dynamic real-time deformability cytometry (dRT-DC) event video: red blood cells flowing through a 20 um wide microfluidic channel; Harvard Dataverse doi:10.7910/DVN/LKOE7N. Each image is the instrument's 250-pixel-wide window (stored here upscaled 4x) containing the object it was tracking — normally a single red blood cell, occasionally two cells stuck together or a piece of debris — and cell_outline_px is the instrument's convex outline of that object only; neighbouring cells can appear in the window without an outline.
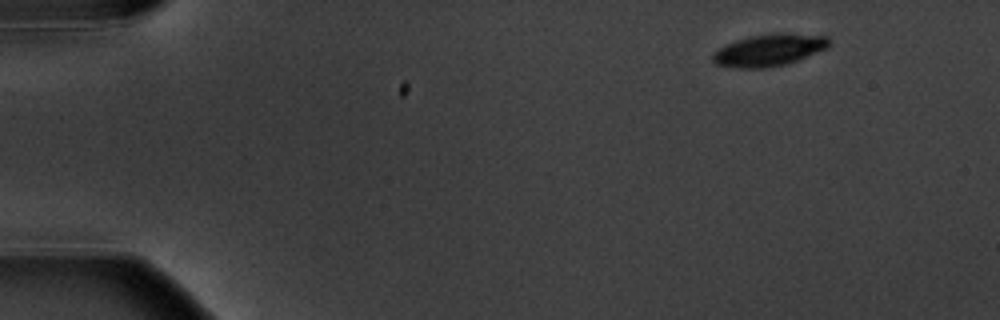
{"species": "common noctule bat (a hibernating species)", "species_latin": "Nyctalus noctula", "temperature_condition": "warm", "stored_images_in_passage": 4, "camera_frame_rate_fps": 3000, "um_per_image_px": 0.085, "animal": {"sex": "male", "body_mass_g": 20.1, "forearm_length_mm": 53.5}, "frame": {"image": 1, "passage_image": 1, "time_ms": 0.0, "image_size_px": [1000, 320], "cell_outline_px": [[828, 48], [796, 60], [784, 64], [764, 68], [740, 68], [716, 64], [712, 60], [712, 52], [716, 48], [724, 44], [736, 40], [752, 36], [776, 32], [780, 32], [828, 36]], "centroid_in_image_um": [65.32, 4.24], "position_along_channel_um": 19.7, "area_um2": 21.68}}
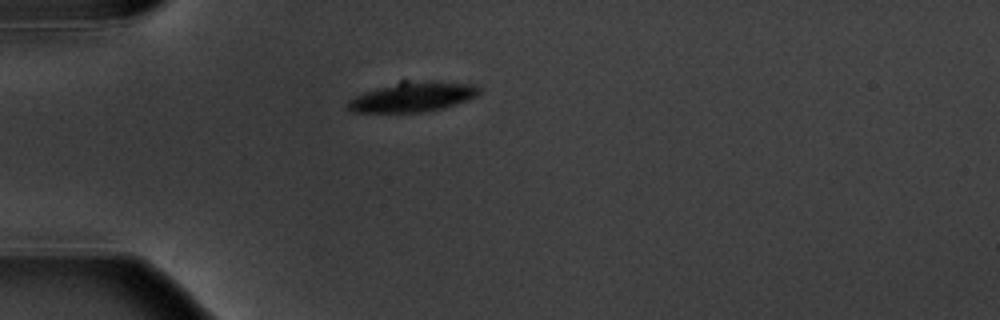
{"frame": {"image": 2, "passage_image": 4, "time_ms": 3.333, "image_size_px": [1000, 320], "cell_outline_px": [[480, 92], [476, 96], [468, 100], [444, 108], [424, 112], [352, 112], [348, 108], [348, 100], [364, 92], [400, 80], [432, 80], [476, 84], [480, 88]], "centroid_in_image_um": [35.12, 8.21], "position_along_channel_um": 49.9, "area_um2": 23.24}}